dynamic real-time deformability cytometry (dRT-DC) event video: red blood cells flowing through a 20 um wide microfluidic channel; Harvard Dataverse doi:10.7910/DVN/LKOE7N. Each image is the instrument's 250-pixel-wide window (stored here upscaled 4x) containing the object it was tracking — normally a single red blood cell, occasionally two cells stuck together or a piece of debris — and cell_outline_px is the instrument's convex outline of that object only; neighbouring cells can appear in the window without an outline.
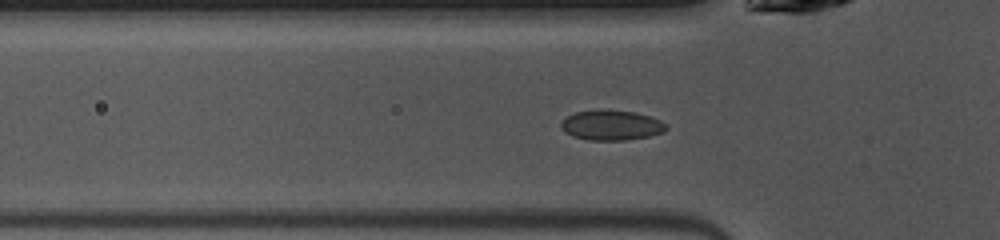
{"species": "common noctule bat (a hibernating species)", "species_latin": "Nyctalus noctula", "temperature_condition": "warm", "stored_images_in_passage": 29, "camera_frame_rate_fps": 3000, "um_per_image_px": 0.085, "animal": {"sex": "female", "body_mass_g": 10.0, "forearm_length_mm": 53.1}, "frame": {"image": 1, "passage_image": 5, "time_ms": 1.333, "image_size_px": [1000, 240], "cell_outline_px": [[668, 128], [664, 132], [648, 136], [624, 140], [588, 140], [572, 136], [564, 132], [560, 128], [560, 124], [568, 116], [576, 112], [636, 112], [660, 120]], "centroid_in_image_um": [51.96, 10.69], "position_along_channel_um": 73.8, "area_um2": 17.69}}
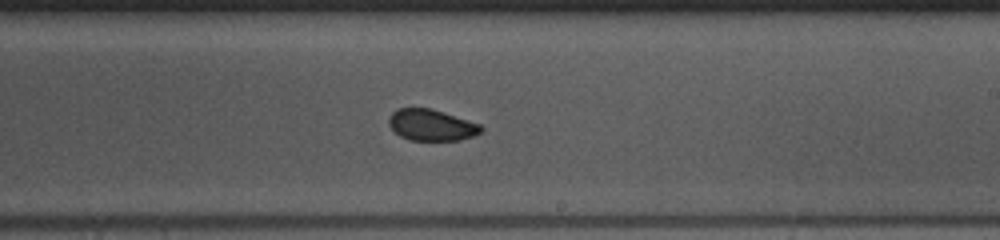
{"frame": {"image": 2, "passage_image": 18, "time_ms": 5.667, "image_size_px": [1000, 240], "cell_outline_px": [[484, 128], [480, 132], [472, 136], [460, 140], [408, 140], [400, 136], [388, 124], [388, 120], [392, 112], [396, 108], [432, 108], [480, 124]], "centroid_in_image_um": [36.66, 10.62], "position_along_channel_um": 252.3, "area_um2": 16.82}}
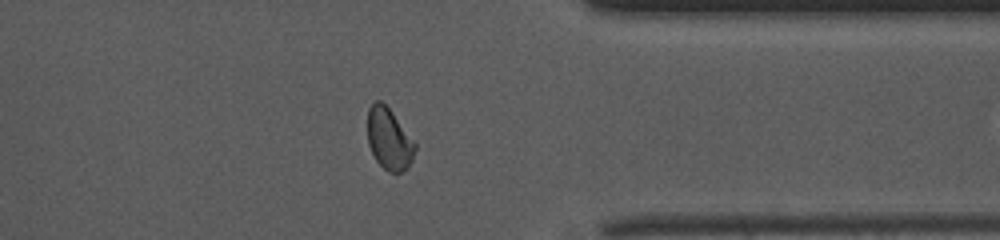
{"frame": {"image": 3, "passage_image": 28, "time_ms": 9.0, "image_size_px": [1000, 240], "cell_outline_px": [[416, 148], [412, 160], [408, 168], [400, 172], [388, 172], [376, 160], [368, 144], [368, 108], [376, 100], [380, 100], [392, 112], [416, 144]], "centroid_in_image_um": [33.07, 11.83], "position_along_channel_um": 378.3, "area_um2": 16.82}}